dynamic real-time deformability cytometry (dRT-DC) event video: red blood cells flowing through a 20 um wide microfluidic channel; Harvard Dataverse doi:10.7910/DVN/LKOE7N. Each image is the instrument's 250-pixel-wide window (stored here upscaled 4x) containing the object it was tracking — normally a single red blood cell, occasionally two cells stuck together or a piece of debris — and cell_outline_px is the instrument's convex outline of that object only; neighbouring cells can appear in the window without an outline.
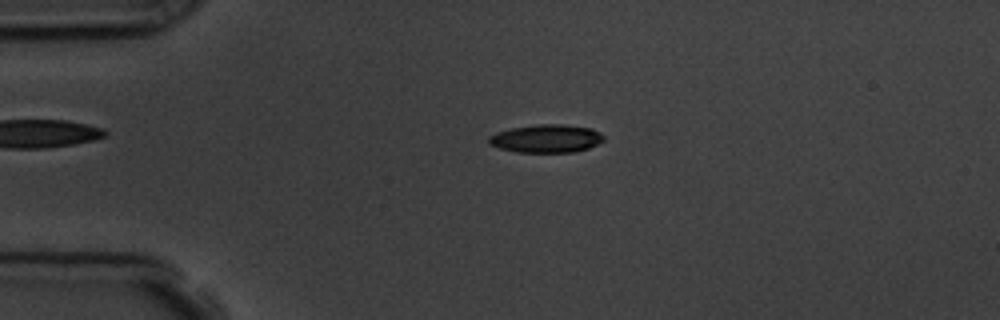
{"species": "common noctule bat (a hibernating species)", "species_latin": "Nyctalus noctula", "temperature_condition": "room temperature", "stored_images_in_passage": 54, "camera_frame_rate_fps": 3000, "um_per_image_px": 0.085, "animal": {"sex": "male", "body_mass_g": 19.5, "forearm_length_mm": 54.6}, "frame": {"image": 1, "passage_image": 11, "time_ms": 3.333, "image_size_px": [1000, 320], "cell_outline_px": [[604, 140], [588, 148], [576, 152], [516, 152], [500, 148], [488, 144], [488, 136], [496, 132], [512, 128], [536, 124], [560, 124], [592, 128], [600, 132], [604, 136]], "centroid_in_image_um": [46.42, 11.77], "position_along_channel_um": 38.6, "area_um2": 18.9}}
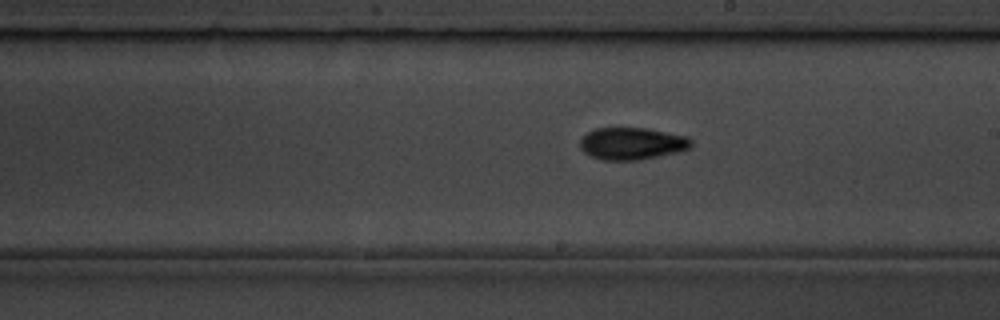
{"frame": {"image": 2, "passage_image": 30, "time_ms": 9.667, "image_size_px": [1000, 320], "cell_outline_px": [[692, 144], [688, 148], [676, 152], [640, 160], [600, 160], [584, 152], [580, 148], [580, 140], [588, 132], [596, 128], [648, 128], [688, 136], [692, 140]], "centroid_in_image_um": [53.71, 12.2], "position_along_channel_um": 235.3, "area_um2": 20.81}}
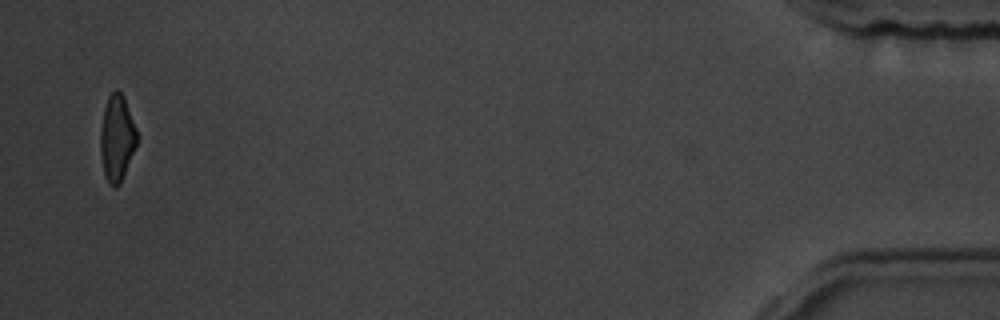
{"frame": {"image": 3, "passage_image": 53, "time_ms": 17.333, "image_size_px": [1000, 320], "cell_outline_px": [[136, 144], [120, 184], [116, 188], [104, 176], [100, 152], [100, 132], [104, 108], [108, 96], [116, 88], [124, 96], [136, 128]], "centroid_in_image_um": [9.92, 11.71], "position_along_channel_um": 425.3, "area_um2": 18.09}, "authors_computed_cell_mechanics": {"area_um2": 19.6809, "velocity_mm_per_s": 3.6169, "shape_relaxation_time_tau1_ms": 3.2286, "shape_relaxation_time_tau2_ms": 2.5382, "deformation_change_tau1": 0.1567, "deformation_change_tau2": 0.0891}}